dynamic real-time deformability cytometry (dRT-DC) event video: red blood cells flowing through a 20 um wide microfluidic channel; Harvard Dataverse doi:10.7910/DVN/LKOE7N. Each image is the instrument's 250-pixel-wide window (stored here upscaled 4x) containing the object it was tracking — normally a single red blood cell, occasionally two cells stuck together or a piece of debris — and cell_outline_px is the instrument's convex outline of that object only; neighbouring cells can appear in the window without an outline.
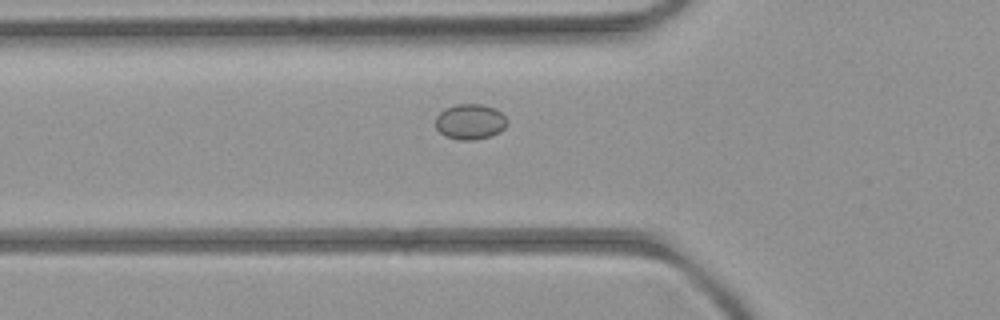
{"species": "common noctule bat (a hibernating species)", "species_latin": "Nyctalus noctula", "temperature_condition": "room temperature", "stored_images_in_passage": 4, "camera_frame_rate_fps": 3000, "um_per_image_px": 0.085, "animal": {"sex": "female", "body_mass_g": 21.9}, "frame": {"image": 1, "passage_image": 4, "time_ms": 4.667, "image_size_px": [1000, 320], "cell_outline_px": [[508, 124], [500, 132], [476, 140], [460, 140], [444, 136], [436, 128], [436, 116], [444, 108], [456, 104], [484, 104], [496, 108], [508, 120]], "centroid_in_image_um": [39.97, 10.34], "position_along_channel_um": 85.8, "area_um2": 14.97}}